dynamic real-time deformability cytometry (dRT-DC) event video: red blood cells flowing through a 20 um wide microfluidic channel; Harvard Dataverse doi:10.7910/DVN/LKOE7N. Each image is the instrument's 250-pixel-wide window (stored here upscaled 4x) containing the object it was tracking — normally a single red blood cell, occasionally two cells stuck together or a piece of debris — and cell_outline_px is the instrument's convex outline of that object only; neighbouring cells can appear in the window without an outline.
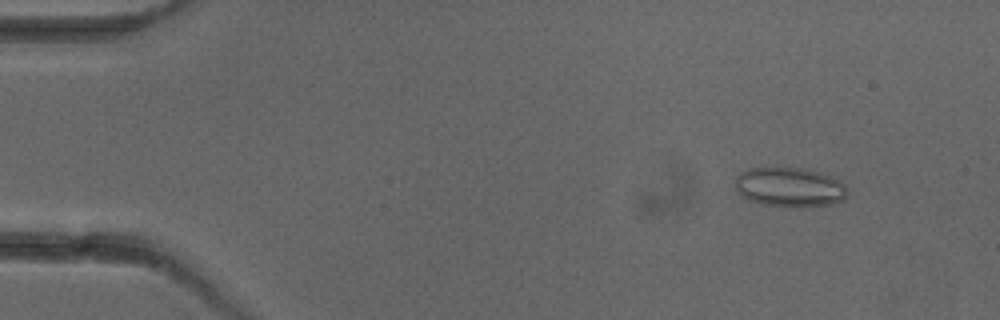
{"species": "common noctule bat (a hibernating species)", "species_latin": "Nyctalus noctula", "temperature_condition": "cold", "stored_images_in_passage": 4, "camera_frame_rate_fps": 3000, "um_per_image_px": 0.085, "animal": {"sex": "female"}, "frame": {"image": 1, "passage_image": 2, "time_ms": 1.0, "image_size_px": [1000, 320], "cell_outline_px": [[848, 196], [844, 200], [832, 204], [800, 208], [760, 204], [748, 200], [740, 196], [736, 192], [736, 176], [740, 172], [748, 168], [800, 168], [816, 172], [840, 180], [848, 188]], "centroid_in_image_um": [67.12, 15.94], "position_along_channel_um": 17.9, "area_um2": 26.18}}